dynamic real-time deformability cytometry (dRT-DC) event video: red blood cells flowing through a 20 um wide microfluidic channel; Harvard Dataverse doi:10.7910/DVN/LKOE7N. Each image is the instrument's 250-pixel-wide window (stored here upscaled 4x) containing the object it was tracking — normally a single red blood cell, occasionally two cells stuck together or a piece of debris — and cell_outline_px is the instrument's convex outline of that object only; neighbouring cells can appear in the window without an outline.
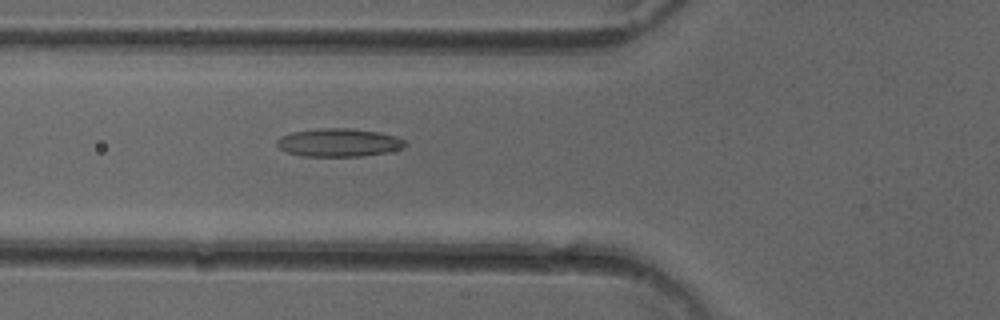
{"species": "common noctule bat (a hibernating species)", "species_latin": "Nyctalus noctula", "temperature_condition": "cold", "stored_images_in_passage": 51, "camera_frame_rate_fps": 3000, "um_per_image_px": 0.085, "animal": {"sex": "female"}, "frame": {"image": 1, "passage_image": 19, "time_ms": 6.0, "image_size_px": [1000, 320], "cell_outline_px": [[408, 144], [404, 148], [388, 152], [364, 156], [300, 156], [288, 152], [280, 148], [276, 144], [276, 140], [280, 136], [292, 132], [320, 128], [348, 128], [380, 132], [396, 136], [404, 140]], "centroid_in_image_um": [28.82, 12.12], "position_along_channel_um": 97.0, "area_um2": 21.21}}
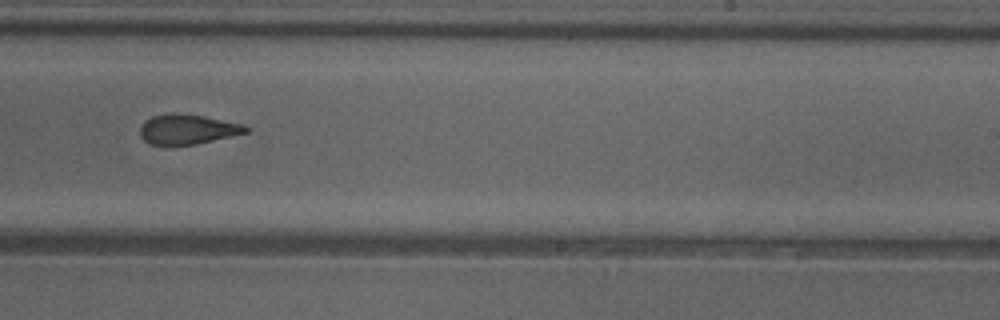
{"frame": {"image": 2, "passage_image": 32, "time_ms": 10.333, "image_size_px": [1000, 320], "cell_outline_px": [[248, 132], [196, 144], [168, 148], [164, 148], [148, 144], [140, 136], [140, 128], [144, 120], [152, 116], [172, 112], [200, 116], [244, 124], [248, 128]], "centroid_in_image_um": [15.84, 11.03], "position_along_channel_um": 273.2, "area_um2": 18.9}}
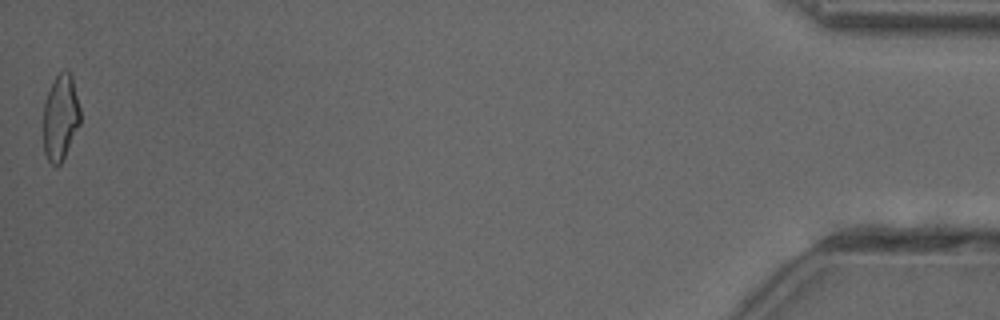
{"frame": {"image": 3, "passage_image": 51, "time_ms": 16.667, "image_size_px": [1000, 320], "cell_outline_px": [[80, 124], [60, 164], [56, 168], [48, 160], [44, 152], [44, 104], [48, 92], [56, 76], [64, 68], [72, 76], [80, 108]], "centroid_in_image_um": [5.15, 9.98], "position_along_channel_um": 430.1, "area_um2": 18.26}, "authors_computed_cell_mechanics": {"area_um2": 19.652, "velocity_mm_per_s": 4.0443, "shape_relaxation_time_tau1_ms": 6.3236, "shape_relaxation_time_tau2_ms": 2.0125, "deformation_change_tau1": 0.1961, "deformation_change_tau2": 0.1122}}